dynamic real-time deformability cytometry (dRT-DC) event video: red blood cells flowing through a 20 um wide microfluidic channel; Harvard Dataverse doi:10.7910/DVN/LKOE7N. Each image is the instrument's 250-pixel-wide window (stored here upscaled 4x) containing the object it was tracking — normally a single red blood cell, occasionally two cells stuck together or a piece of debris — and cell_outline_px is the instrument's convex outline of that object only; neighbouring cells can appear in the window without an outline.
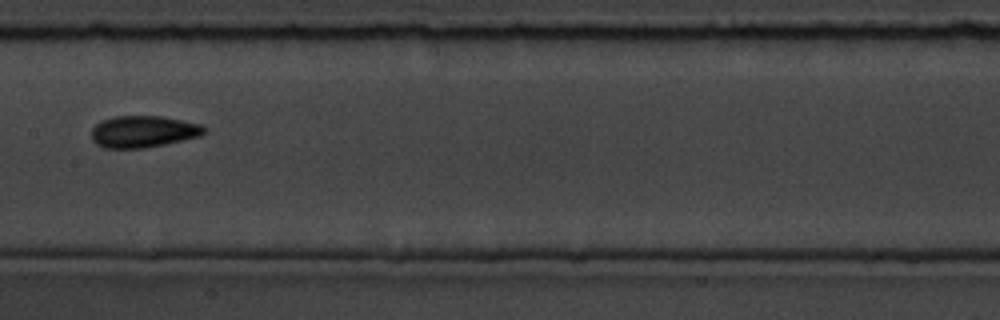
{"species": "common noctule bat (a hibernating species)", "species_latin": "Nyctalus noctula", "temperature_condition": "room temperature", "stored_images_in_passage": 14, "camera_frame_rate_fps": 3000, "um_per_image_px": 0.085, "animal": {"sex": "male", "body_mass_g": 19.5, "forearm_length_mm": 54.6}, "frame": {"image": 1, "passage_image": 7, "time_ms": 8.0, "image_size_px": [1000, 320], "cell_outline_px": [[204, 132], [200, 136], [164, 144], [144, 148], [104, 148], [96, 144], [92, 140], [92, 128], [100, 120], [116, 116], [160, 116], [204, 124]], "centroid_in_image_um": [12.15, 11.18], "position_along_channel_um": 195.2, "area_um2": 20.87}}
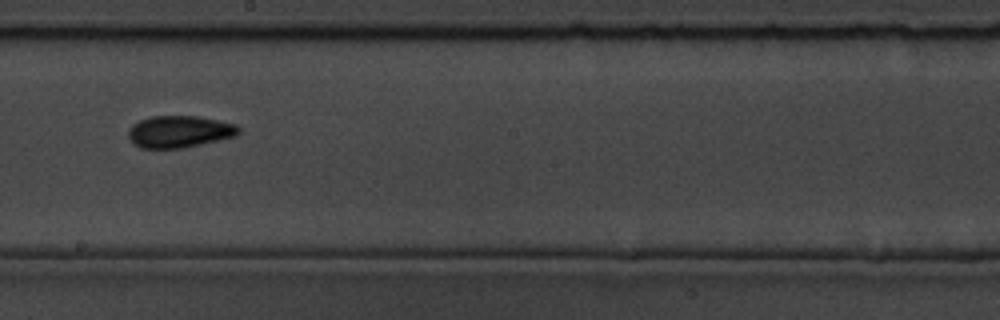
{"frame": {"image": 2, "passage_image": 8, "time_ms": 9.0, "image_size_px": [1000, 320], "cell_outline_px": [[240, 132], [236, 136], [184, 148], [140, 148], [128, 136], [128, 128], [132, 124], [140, 120], [152, 116], [196, 116], [236, 124], [240, 128]], "centroid_in_image_um": [15.25, 11.19], "position_along_channel_um": 233.0, "area_um2": 20.46}}
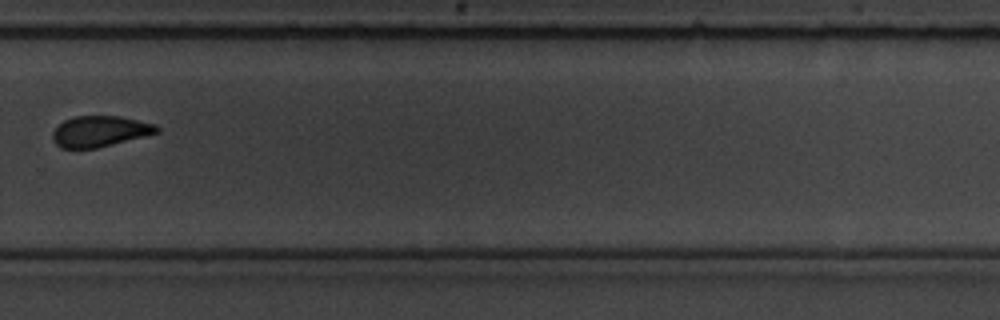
{"frame": {"image": 3, "passage_image": 10, "time_ms": 11.333, "image_size_px": [1000, 320], "cell_outline_px": [[160, 132], [96, 148], [60, 148], [52, 140], [52, 132], [64, 120], [76, 116], [120, 116], [156, 124], [160, 128]], "centroid_in_image_um": [8.49, 11.16], "position_along_channel_um": 321.3, "area_um2": 18.67}, "authors_computed_cell_mechanics": {"area_um2": 19.6231, "velocity_mm_per_s": 3.7793, "shape_relaxation_time_tau1_ms": 1.9329, "shape_relaxation_time_tau2_ms": 4.606, "deformation_change_tau1": 0.1241, "deformation_change_tau2": 0.104}}